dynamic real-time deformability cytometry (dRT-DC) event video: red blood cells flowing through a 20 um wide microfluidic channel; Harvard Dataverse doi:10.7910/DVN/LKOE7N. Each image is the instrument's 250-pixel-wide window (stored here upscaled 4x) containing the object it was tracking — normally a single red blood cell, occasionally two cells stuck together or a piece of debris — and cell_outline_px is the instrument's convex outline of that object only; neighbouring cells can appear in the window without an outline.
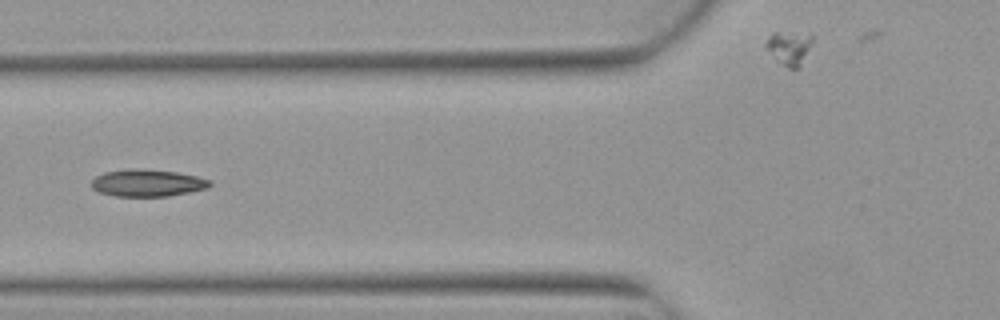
{"species": "Egyptian fruit bat (a non-hibernating species)", "species_latin": "Rousettus aegyptiacus", "temperature_condition": "warm", "stored_images_in_passage": 7, "camera_frame_rate_fps": 3000, "um_per_image_px": 0.085, "animal": {"sex": "female"}, "frame": {"image": 1, "passage_image": 6, "time_ms": 1.667, "image_size_px": [1000, 320], "cell_outline_px": [[212, 184], [208, 188], [168, 196], [116, 196], [100, 192], [92, 188], [92, 180], [96, 176], [104, 172], [128, 168], [144, 168], [176, 172], [196, 176], [212, 180]], "centroid_in_image_um": [12.54, 15.53], "position_along_channel_um": 113.3, "area_um2": 18.79}}